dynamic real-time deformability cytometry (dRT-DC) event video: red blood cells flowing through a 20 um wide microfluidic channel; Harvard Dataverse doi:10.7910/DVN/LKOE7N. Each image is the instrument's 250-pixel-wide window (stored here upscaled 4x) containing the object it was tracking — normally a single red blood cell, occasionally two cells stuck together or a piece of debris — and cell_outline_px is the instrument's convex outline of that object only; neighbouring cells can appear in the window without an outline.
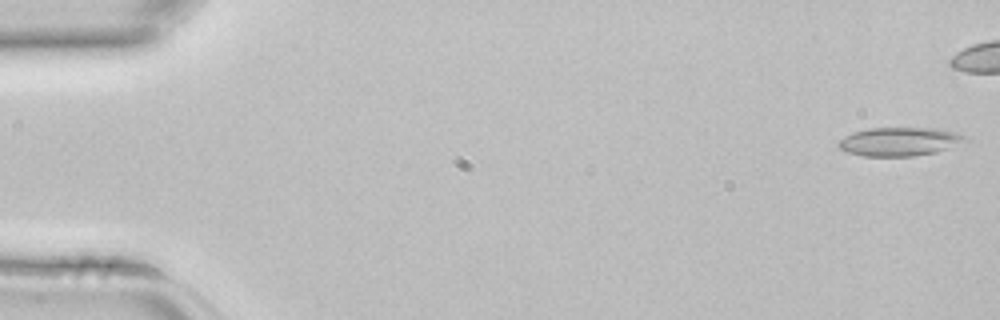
{"species": "common noctule bat (a hibernating species)", "species_latin": "Nyctalus noctula", "temperature_condition": "room temperature", "stored_images_in_passage": 5, "segment_of_instrument_passage": [1, 2], "camera_frame_rate_fps": 3000, "um_per_image_px": 0.085, "animal": {"sex": "female", "body_mass_g": 22.7, "forearm_length_mm": 54.2}, "frame": {"image": 1, "passage_image": 1, "time_ms": 0.0, "image_size_px": [1000, 320], "cell_outline_px": [[968, 140], [948, 148], [936, 152], [912, 156], [864, 156], [848, 152], [836, 148], [836, 140], [852, 132], [868, 128], [940, 128], [964, 136]], "centroid_in_image_um": [76.36, 12.03], "position_along_channel_um": 8.6, "area_um2": 21.21}}
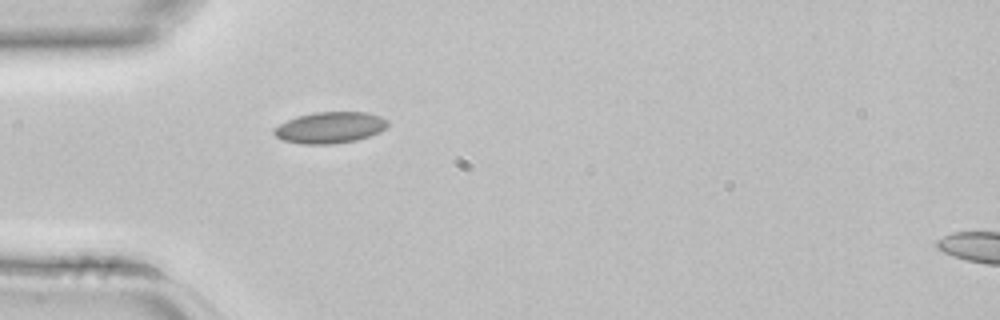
{"frame": {"image": 2, "passage_image": 4, "time_ms": 1.0, "image_size_px": [1000, 320], "cell_outline_px": [[388, 124], [380, 132], [356, 140], [332, 144], [300, 144], [284, 140], [276, 136], [272, 132], [280, 124], [296, 116], [316, 112], [368, 112], [380, 116], [388, 120]], "centroid_in_image_um": [28.06, 10.84], "position_along_channel_um": 56.9, "area_um2": 20.63}}